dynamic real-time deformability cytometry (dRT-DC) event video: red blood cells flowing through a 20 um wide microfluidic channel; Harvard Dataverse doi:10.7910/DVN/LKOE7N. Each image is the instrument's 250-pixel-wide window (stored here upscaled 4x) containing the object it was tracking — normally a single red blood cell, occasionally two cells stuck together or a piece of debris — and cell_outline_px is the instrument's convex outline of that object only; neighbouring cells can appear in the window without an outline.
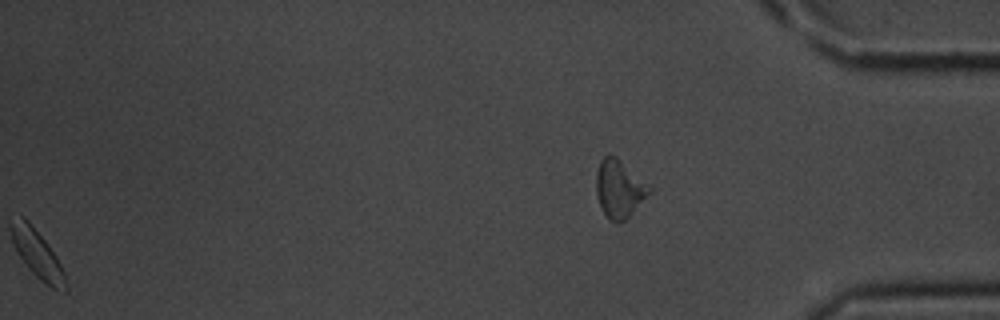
{"species": "common noctule bat (a hibernating species)", "species_latin": "Nyctalus noctula", "temperature_condition": "room temperature", "stored_images_in_passage": 31, "segment_of_instrument_passage": [2, 2], "camera_frame_rate_fps": 3000, "um_per_image_px": 0.085, "animal": {"sex": "male", "body_mass_g": 20.1, "forearm_length_mm": 53.5}, "frame": {"image": 1, "passage_image": 31, "time_ms": 10.0, "image_size_px": [1000, 320], "cell_outline_px": [[652, 192], [624, 220], [616, 224], [608, 220], [600, 204], [596, 192], [596, 172], [600, 160], [608, 152], [616, 156], [652, 188]], "centroid_in_image_um": [52.62, 16.03], "position_along_channel_um": 382.6, "area_um2": 17.86}}